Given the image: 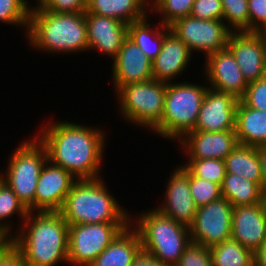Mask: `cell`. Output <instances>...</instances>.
Returning <instances> with one entry per match:
<instances>
[{
  "label": "cell",
  "mask_w": 266,
  "mask_h": 266,
  "mask_svg": "<svg viewBox=\"0 0 266 266\" xmlns=\"http://www.w3.org/2000/svg\"><path fill=\"white\" fill-rule=\"evenodd\" d=\"M67 120L42 126L38 139L45 145L48 160L70 172L76 179L101 177L106 132Z\"/></svg>",
  "instance_id": "obj_1"
},
{
  "label": "cell",
  "mask_w": 266,
  "mask_h": 266,
  "mask_svg": "<svg viewBox=\"0 0 266 266\" xmlns=\"http://www.w3.org/2000/svg\"><path fill=\"white\" fill-rule=\"evenodd\" d=\"M9 240L22 254L27 266L68 264L69 225L59 212H29Z\"/></svg>",
  "instance_id": "obj_2"
},
{
  "label": "cell",
  "mask_w": 266,
  "mask_h": 266,
  "mask_svg": "<svg viewBox=\"0 0 266 266\" xmlns=\"http://www.w3.org/2000/svg\"><path fill=\"white\" fill-rule=\"evenodd\" d=\"M25 35L35 50L49 54L88 50L85 12L55 13L43 7L31 8Z\"/></svg>",
  "instance_id": "obj_3"
},
{
  "label": "cell",
  "mask_w": 266,
  "mask_h": 266,
  "mask_svg": "<svg viewBox=\"0 0 266 266\" xmlns=\"http://www.w3.org/2000/svg\"><path fill=\"white\" fill-rule=\"evenodd\" d=\"M102 177L77 179L58 211L68 225L130 222L131 216L111 195Z\"/></svg>",
  "instance_id": "obj_4"
},
{
  "label": "cell",
  "mask_w": 266,
  "mask_h": 266,
  "mask_svg": "<svg viewBox=\"0 0 266 266\" xmlns=\"http://www.w3.org/2000/svg\"><path fill=\"white\" fill-rule=\"evenodd\" d=\"M131 217L130 224L141 239L142 251L169 266H175L191 243L189 227L177 223L155 208Z\"/></svg>",
  "instance_id": "obj_5"
},
{
  "label": "cell",
  "mask_w": 266,
  "mask_h": 266,
  "mask_svg": "<svg viewBox=\"0 0 266 266\" xmlns=\"http://www.w3.org/2000/svg\"><path fill=\"white\" fill-rule=\"evenodd\" d=\"M208 85L170 82L166 85L164 112L161 121L152 129L159 137L179 142L194 130Z\"/></svg>",
  "instance_id": "obj_6"
},
{
  "label": "cell",
  "mask_w": 266,
  "mask_h": 266,
  "mask_svg": "<svg viewBox=\"0 0 266 266\" xmlns=\"http://www.w3.org/2000/svg\"><path fill=\"white\" fill-rule=\"evenodd\" d=\"M8 159L7 169L0 171L2 178L29 210L34 212V196L45 162L48 160L45 145L35 137L26 139L15 148Z\"/></svg>",
  "instance_id": "obj_7"
},
{
  "label": "cell",
  "mask_w": 266,
  "mask_h": 266,
  "mask_svg": "<svg viewBox=\"0 0 266 266\" xmlns=\"http://www.w3.org/2000/svg\"><path fill=\"white\" fill-rule=\"evenodd\" d=\"M166 85V82L150 79L121 87L115 93L120 105L119 114L128 124L151 131L164 112Z\"/></svg>",
  "instance_id": "obj_8"
},
{
  "label": "cell",
  "mask_w": 266,
  "mask_h": 266,
  "mask_svg": "<svg viewBox=\"0 0 266 266\" xmlns=\"http://www.w3.org/2000/svg\"><path fill=\"white\" fill-rule=\"evenodd\" d=\"M130 222L69 225L68 264L89 266Z\"/></svg>",
  "instance_id": "obj_9"
},
{
  "label": "cell",
  "mask_w": 266,
  "mask_h": 266,
  "mask_svg": "<svg viewBox=\"0 0 266 266\" xmlns=\"http://www.w3.org/2000/svg\"><path fill=\"white\" fill-rule=\"evenodd\" d=\"M170 29L192 54L195 51L203 52L205 58L225 49L232 33L223 20L197 19L191 15L177 19L170 25Z\"/></svg>",
  "instance_id": "obj_10"
},
{
  "label": "cell",
  "mask_w": 266,
  "mask_h": 266,
  "mask_svg": "<svg viewBox=\"0 0 266 266\" xmlns=\"http://www.w3.org/2000/svg\"><path fill=\"white\" fill-rule=\"evenodd\" d=\"M232 214L233 206L224 197L198 207L189 227L191 242L211 248L231 239Z\"/></svg>",
  "instance_id": "obj_11"
},
{
  "label": "cell",
  "mask_w": 266,
  "mask_h": 266,
  "mask_svg": "<svg viewBox=\"0 0 266 266\" xmlns=\"http://www.w3.org/2000/svg\"><path fill=\"white\" fill-rule=\"evenodd\" d=\"M227 48L233 54L247 83L265 77L266 41L261 32H232Z\"/></svg>",
  "instance_id": "obj_12"
},
{
  "label": "cell",
  "mask_w": 266,
  "mask_h": 266,
  "mask_svg": "<svg viewBox=\"0 0 266 266\" xmlns=\"http://www.w3.org/2000/svg\"><path fill=\"white\" fill-rule=\"evenodd\" d=\"M169 177L163 203L155 209L177 223L190 227L198 207L191 195L189 171L183 165L177 164Z\"/></svg>",
  "instance_id": "obj_13"
},
{
  "label": "cell",
  "mask_w": 266,
  "mask_h": 266,
  "mask_svg": "<svg viewBox=\"0 0 266 266\" xmlns=\"http://www.w3.org/2000/svg\"><path fill=\"white\" fill-rule=\"evenodd\" d=\"M76 180L70 172L47 160L38 176L34 212H58Z\"/></svg>",
  "instance_id": "obj_14"
},
{
  "label": "cell",
  "mask_w": 266,
  "mask_h": 266,
  "mask_svg": "<svg viewBox=\"0 0 266 266\" xmlns=\"http://www.w3.org/2000/svg\"><path fill=\"white\" fill-rule=\"evenodd\" d=\"M204 78L208 87L229 93L240 100L248 83L243 77L239 65L231 51L226 47L206 57Z\"/></svg>",
  "instance_id": "obj_15"
},
{
  "label": "cell",
  "mask_w": 266,
  "mask_h": 266,
  "mask_svg": "<svg viewBox=\"0 0 266 266\" xmlns=\"http://www.w3.org/2000/svg\"><path fill=\"white\" fill-rule=\"evenodd\" d=\"M238 99L229 93L208 87L192 131L221 132L235 130Z\"/></svg>",
  "instance_id": "obj_16"
},
{
  "label": "cell",
  "mask_w": 266,
  "mask_h": 266,
  "mask_svg": "<svg viewBox=\"0 0 266 266\" xmlns=\"http://www.w3.org/2000/svg\"><path fill=\"white\" fill-rule=\"evenodd\" d=\"M231 239L254 253L266 241V199L233 207Z\"/></svg>",
  "instance_id": "obj_17"
},
{
  "label": "cell",
  "mask_w": 266,
  "mask_h": 266,
  "mask_svg": "<svg viewBox=\"0 0 266 266\" xmlns=\"http://www.w3.org/2000/svg\"><path fill=\"white\" fill-rule=\"evenodd\" d=\"M112 61L111 80L115 93L127 84L153 79L152 61L129 38Z\"/></svg>",
  "instance_id": "obj_18"
},
{
  "label": "cell",
  "mask_w": 266,
  "mask_h": 266,
  "mask_svg": "<svg viewBox=\"0 0 266 266\" xmlns=\"http://www.w3.org/2000/svg\"><path fill=\"white\" fill-rule=\"evenodd\" d=\"M88 50L101 52L112 58L118 55L128 38V24L117 19L85 11Z\"/></svg>",
  "instance_id": "obj_19"
},
{
  "label": "cell",
  "mask_w": 266,
  "mask_h": 266,
  "mask_svg": "<svg viewBox=\"0 0 266 266\" xmlns=\"http://www.w3.org/2000/svg\"><path fill=\"white\" fill-rule=\"evenodd\" d=\"M188 159L224 160L239 144L235 130L221 132L190 131L180 141Z\"/></svg>",
  "instance_id": "obj_20"
},
{
  "label": "cell",
  "mask_w": 266,
  "mask_h": 266,
  "mask_svg": "<svg viewBox=\"0 0 266 266\" xmlns=\"http://www.w3.org/2000/svg\"><path fill=\"white\" fill-rule=\"evenodd\" d=\"M193 55L186 44L170 31L164 37L160 53L152 61L153 79L166 83L174 82L173 79L177 80L187 69Z\"/></svg>",
  "instance_id": "obj_21"
},
{
  "label": "cell",
  "mask_w": 266,
  "mask_h": 266,
  "mask_svg": "<svg viewBox=\"0 0 266 266\" xmlns=\"http://www.w3.org/2000/svg\"><path fill=\"white\" fill-rule=\"evenodd\" d=\"M141 251L140 235L129 224L89 266H131Z\"/></svg>",
  "instance_id": "obj_22"
},
{
  "label": "cell",
  "mask_w": 266,
  "mask_h": 266,
  "mask_svg": "<svg viewBox=\"0 0 266 266\" xmlns=\"http://www.w3.org/2000/svg\"><path fill=\"white\" fill-rule=\"evenodd\" d=\"M235 134L240 145L266 146V111L252 109L239 100Z\"/></svg>",
  "instance_id": "obj_23"
},
{
  "label": "cell",
  "mask_w": 266,
  "mask_h": 266,
  "mask_svg": "<svg viewBox=\"0 0 266 266\" xmlns=\"http://www.w3.org/2000/svg\"><path fill=\"white\" fill-rule=\"evenodd\" d=\"M149 2L150 0H88L87 11L130 24L152 13L148 9Z\"/></svg>",
  "instance_id": "obj_24"
},
{
  "label": "cell",
  "mask_w": 266,
  "mask_h": 266,
  "mask_svg": "<svg viewBox=\"0 0 266 266\" xmlns=\"http://www.w3.org/2000/svg\"><path fill=\"white\" fill-rule=\"evenodd\" d=\"M149 14L144 18L128 24V38L153 61L160 53L164 37L171 31L170 26L159 24L150 25Z\"/></svg>",
  "instance_id": "obj_25"
},
{
  "label": "cell",
  "mask_w": 266,
  "mask_h": 266,
  "mask_svg": "<svg viewBox=\"0 0 266 266\" xmlns=\"http://www.w3.org/2000/svg\"><path fill=\"white\" fill-rule=\"evenodd\" d=\"M221 194L233 207L257 204L265 200L262 188L256 182L232 173H226Z\"/></svg>",
  "instance_id": "obj_26"
},
{
  "label": "cell",
  "mask_w": 266,
  "mask_h": 266,
  "mask_svg": "<svg viewBox=\"0 0 266 266\" xmlns=\"http://www.w3.org/2000/svg\"><path fill=\"white\" fill-rule=\"evenodd\" d=\"M224 162L226 173L242 176L262 188V173L255 147L238 144Z\"/></svg>",
  "instance_id": "obj_27"
},
{
  "label": "cell",
  "mask_w": 266,
  "mask_h": 266,
  "mask_svg": "<svg viewBox=\"0 0 266 266\" xmlns=\"http://www.w3.org/2000/svg\"><path fill=\"white\" fill-rule=\"evenodd\" d=\"M212 266H253V253L234 239L209 248Z\"/></svg>",
  "instance_id": "obj_28"
},
{
  "label": "cell",
  "mask_w": 266,
  "mask_h": 266,
  "mask_svg": "<svg viewBox=\"0 0 266 266\" xmlns=\"http://www.w3.org/2000/svg\"><path fill=\"white\" fill-rule=\"evenodd\" d=\"M28 213L29 210L17 198V195L7 183L0 178V232L10 240L14 236V233L11 232L13 230V226H11L13 223L6 221H9L14 214H17L20 216V222L23 223Z\"/></svg>",
  "instance_id": "obj_29"
},
{
  "label": "cell",
  "mask_w": 266,
  "mask_h": 266,
  "mask_svg": "<svg viewBox=\"0 0 266 266\" xmlns=\"http://www.w3.org/2000/svg\"><path fill=\"white\" fill-rule=\"evenodd\" d=\"M195 0H150L149 11L159 13L160 22L170 26L177 19L190 16ZM151 8V9H150Z\"/></svg>",
  "instance_id": "obj_30"
},
{
  "label": "cell",
  "mask_w": 266,
  "mask_h": 266,
  "mask_svg": "<svg viewBox=\"0 0 266 266\" xmlns=\"http://www.w3.org/2000/svg\"><path fill=\"white\" fill-rule=\"evenodd\" d=\"M182 165L193 175L204 180L219 184L223 183L226 175L224 160L207 158V159H186Z\"/></svg>",
  "instance_id": "obj_31"
},
{
  "label": "cell",
  "mask_w": 266,
  "mask_h": 266,
  "mask_svg": "<svg viewBox=\"0 0 266 266\" xmlns=\"http://www.w3.org/2000/svg\"><path fill=\"white\" fill-rule=\"evenodd\" d=\"M28 0H0V22L28 31L30 6Z\"/></svg>",
  "instance_id": "obj_32"
},
{
  "label": "cell",
  "mask_w": 266,
  "mask_h": 266,
  "mask_svg": "<svg viewBox=\"0 0 266 266\" xmlns=\"http://www.w3.org/2000/svg\"><path fill=\"white\" fill-rule=\"evenodd\" d=\"M221 2L226 26L232 32H249L248 0H221Z\"/></svg>",
  "instance_id": "obj_33"
},
{
  "label": "cell",
  "mask_w": 266,
  "mask_h": 266,
  "mask_svg": "<svg viewBox=\"0 0 266 266\" xmlns=\"http://www.w3.org/2000/svg\"><path fill=\"white\" fill-rule=\"evenodd\" d=\"M189 186L197 207L207 205L222 197L221 186L219 184L193 176L190 172Z\"/></svg>",
  "instance_id": "obj_34"
},
{
  "label": "cell",
  "mask_w": 266,
  "mask_h": 266,
  "mask_svg": "<svg viewBox=\"0 0 266 266\" xmlns=\"http://www.w3.org/2000/svg\"><path fill=\"white\" fill-rule=\"evenodd\" d=\"M175 266H212L209 248L191 242Z\"/></svg>",
  "instance_id": "obj_35"
},
{
  "label": "cell",
  "mask_w": 266,
  "mask_h": 266,
  "mask_svg": "<svg viewBox=\"0 0 266 266\" xmlns=\"http://www.w3.org/2000/svg\"><path fill=\"white\" fill-rule=\"evenodd\" d=\"M240 100L252 109L266 111V77L248 83Z\"/></svg>",
  "instance_id": "obj_36"
},
{
  "label": "cell",
  "mask_w": 266,
  "mask_h": 266,
  "mask_svg": "<svg viewBox=\"0 0 266 266\" xmlns=\"http://www.w3.org/2000/svg\"><path fill=\"white\" fill-rule=\"evenodd\" d=\"M191 16L204 20H223L221 0H195Z\"/></svg>",
  "instance_id": "obj_37"
},
{
  "label": "cell",
  "mask_w": 266,
  "mask_h": 266,
  "mask_svg": "<svg viewBox=\"0 0 266 266\" xmlns=\"http://www.w3.org/2000/svg\"><path fill=\"white\" fill-rule=\"evenodd\" d=\"M249 32H261L266 27V0H248Z\"/></svg>",
  "instance_id": "obj_38"
},
{
  "label": "cell",
  "mask_w": 266,
  "mask_h": 266,
  "mask_svg": "<svg viewBox=\"0 0 266 266\" xmlns=\"http://www.w3.org/2000/svg\"><path fill=\"white\" fill-rule=\"evenodd\" d=\"M88 0H48L42 7L55 13H79L87 10Z\"/></svg>",
  "instance_id": "obj_39"
},
{
  "label": "cell",
  "mask_w": 266,
  "mask_h": 266,
  "mask_svg": "<svg viewBox=\"0 0 266 266\" xmlns=\"http://www.w3.org/2000/svg\"><path fill=\"white\" fill-rule=\"evenodd\" d=\"M0 266H27L20 251L9 241L0 249Z\"/></svg>",
  "instance_id": "obj_40"
},
{
  "label": "cell",
  "mask_w": 266,
  "mask_h": 266,
  "mask_svg": "<svg viewBox=\"0 0 266 266\" xmlns=\"http://www.w3.org/2000/svg\"><path fill=\"white\" fill-rule=\"evenodd\" d=\"M131 266H169L155 259L153 256L141 251L133 260Z\"/></svg>",
  "instance_id": "obj_41"
},
{
  "label": "cell",
  "mask_w": 266,
  "mask_h": 266,
  "mask_svg": "<svg viewBox=\"0 0 266 266\" xmlns=\"http://www.w3.org/2000/svg\"><path fill=\"white\" fill-rule=\"evenodd\" d=\"M262 173V191L266 198V146L255 147Z\"/></svg>",
  "instance_id": "obj_42"
},
{
  "label": "cell",
  "mask_w": 266,
  "mask_h": 266,
  "mask_svg": "<svg viewBox=\"0 0 266 266\" xmlns=\"http://www.w3.org/2000/svg\"><path fill=\"white\" fill-rule=\"evenodd\" d=\"M253 266H266V241L253 253Z\"/></svg>",
  "instance_id": "obj_43"
},
{
  "label": "cell",
  "mask_w": 266,
  "mask_h": 266,
  "mask_svg": "<svg viewBox=\"0 0 266 266\" xmlns=\"http://www.w3.org/2000/svg\"><path fill=\"white\" fill-rule=\"evenodd\" d=\"M9 242V239L0 232V249Z\"/></svg>",
  "instance_id": "obj_44"
},
{
  "label": "cell",
  "mask_w": 266,
  "mask_h": 266,
  "mask_svg": "<svg viewBox=\"0 0 266 266\" xmlns=\"http://www.w3.org/2000/svg\"><path fill=\"white\" fill-rule=\"evenodd\" d=\"M47 1H48V0H37V1H36L37 4L34 5V7L30 5V8H38V7H42Z\"/></svg>",
  "instance_id": "obj_45"
},
{
  "label": "cell",
  "mask_w": 266,
  "mask_h": 266,
  "mask_svg": "<svg viewBox=\"0 0 266 266\" xmlns=\"http://www.w3.org/2000/svg\"><path fill=\"white\" fill-rule=\"evenodd\" d=\"M261 33L264 36L265 41H266V27L261 31Z\"/></svg>",
  "instance_id": "obj_46"
}]
</instances>
